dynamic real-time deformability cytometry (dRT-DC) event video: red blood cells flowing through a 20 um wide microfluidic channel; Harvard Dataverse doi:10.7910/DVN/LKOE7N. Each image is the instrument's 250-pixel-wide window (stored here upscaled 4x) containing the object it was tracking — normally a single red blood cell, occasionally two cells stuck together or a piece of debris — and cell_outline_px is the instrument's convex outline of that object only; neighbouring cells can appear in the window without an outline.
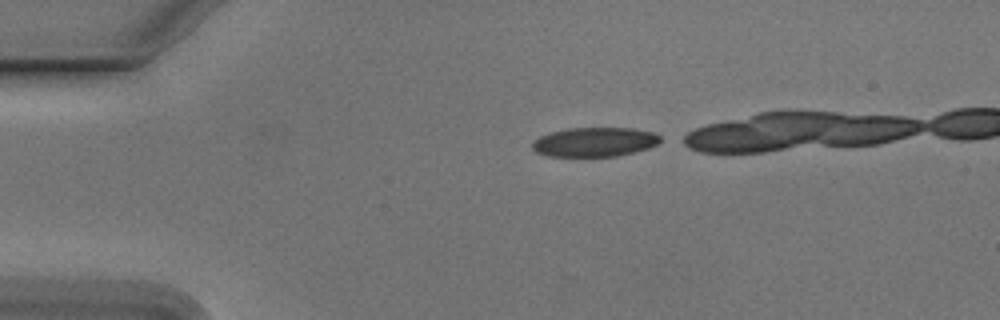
{"species": "Egyptian fruit bat (a non-hibernating species)", "species_latin": "Rousettus aegyptiacus", "temperature_condition": "cold", "stored_images_in_passage": 17, "camera_frame_rate_fps": 3000, "um_per_image_px": 0.085, "animal": {"sex": "male"}, "frame": {"image": 1, "passage_image": 1, "time_ms": 0.0, "image_size_px": [1000, 320], "cell_outline_px": [[660, 144], [648, 148], [616, 156], [548, 156], [536, 152], [532, 148], [532, 140], [540, 136], [552, 132], [568, 128], [636, 128], [652, 132], [660, 136]], "centroid_in_image_um": [50.54, 12.06], "position_along_channel_um": 34.5, "area_um2": 21.85}}
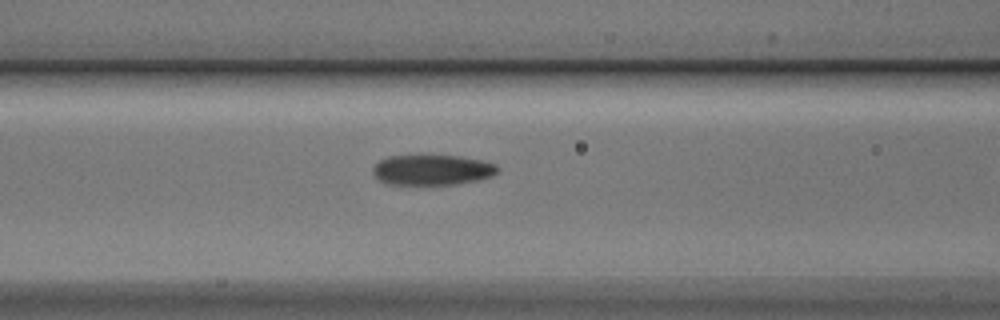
{"frame": {"image": 2, "passage_image": 12, "time_ms": 3.667, "image_size_px": [1000, 320], "cell_outline_px": [[500, 172], [492, 176], [480, 180], [456, 184], [388, 184], [380, 180], [372, 172], [372, 168], [380, 160], [388, 156], [456, 156], [480, 160], [496, 164], [500, 168]], "centroid_in_image_um": [36.78, 14.45], "position_along_channel_um": 129.8, "area_um2": 21.96}}
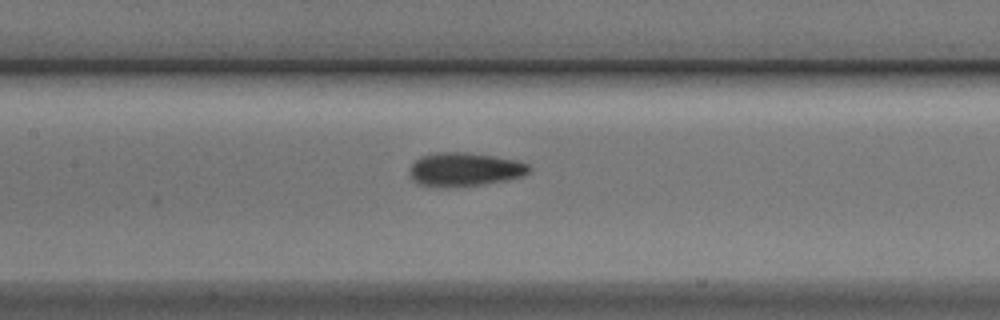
{"frame": {"image": 3, "passage_image": 15, "time_ms": 4.667, "image_size_px": [1000, 320], "cell_outline_px": [[532, 168], [524, 176], [508, 180], [484, 184], [448, 188], [432, 188], [416, 184], [412, 180], [408, 172], [408, 168], [420, 156], [436, 152], [468, 152], [516, 160], [528, 164]], "centroid_in_image_um": [39.43, 14.42], "position_along_channel_um": 168.0, "area_um2": 24.1}}